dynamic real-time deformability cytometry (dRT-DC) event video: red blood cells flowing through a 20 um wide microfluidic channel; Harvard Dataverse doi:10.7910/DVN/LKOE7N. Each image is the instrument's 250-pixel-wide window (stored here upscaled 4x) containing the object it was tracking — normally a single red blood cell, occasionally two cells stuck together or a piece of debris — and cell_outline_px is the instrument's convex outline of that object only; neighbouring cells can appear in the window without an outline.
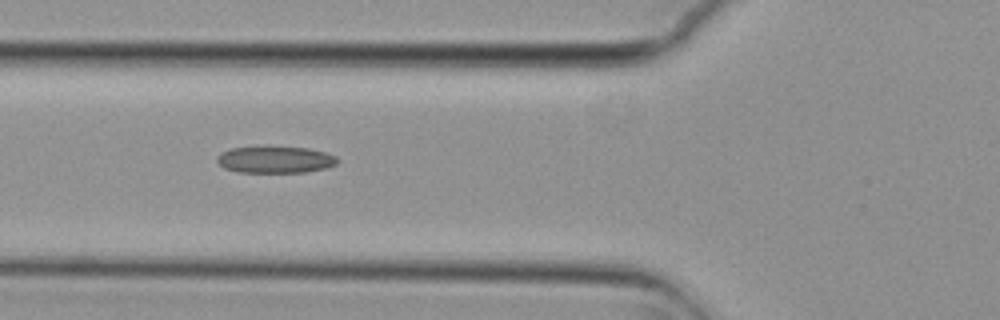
{"species": "common noctule bat (a hibernating species)", "species_latin": "Nyctalus noctula", "temperature_condition": "cold", "stored_images_in_passage": 5, "camera_frame_rate_fps": 3000, "um_per_image_px": 0.085, "animal": {"sex": "female", "body_mass_g": 29.2, "forearm_length_mm": 56.3}, "frame": {"image": 1, "passage_image": 2, "time_ms": 0.333, "image_size_px": [1000, 320], "cell_outline_px": [[340, 160], [336, 164], [324, 168], [304, 172], [240, 172], [224, 168], [216, 160], [216, 156], [220, 152], [232, 148], [308, 148], [324, 152], [336, 156]], "centroid_in_image_um": [23.39, 13.58], "position_along_channel_um": 102.4, "area_um2": 18.32}}
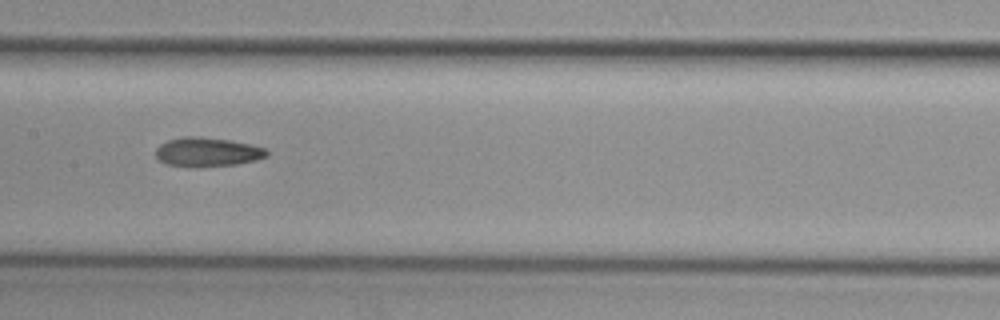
{"frame": {"image": 2, "passage_image": 4, "time_ms": 1.0, "image_size_px": [1000, 320], "cell_outline_px": [[268, 156], [256, 160], [236, 164], [168, 164], [160, 160], [156, 156], [156, 148], [160, 144], [168, 140], [184, 136], [196, 136], [228, 140], [248, 144], [264, 148], [268, 152]], "centroid_in_image_um": [17.64, 12.87], "position_along_channel_um": 189.8, "area_um2": 17.8}}
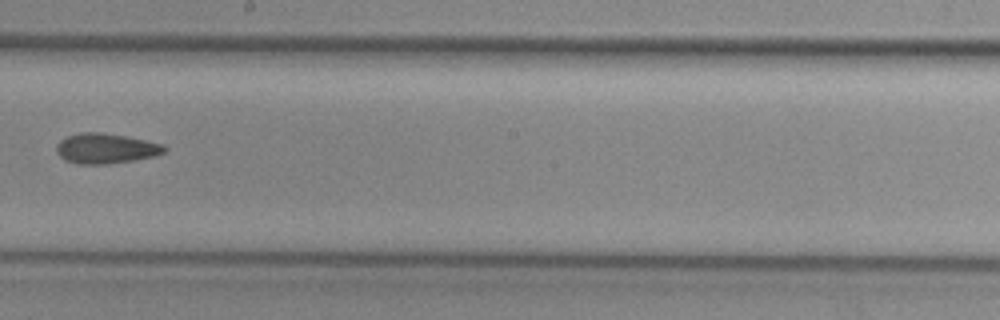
{"frame": {"image": 3, "passage_image": 5, "time_ms": 1.333, "image_size_px": [1000, 320], "cell_outline_px": [[168, 148], [164, 152], [156, 156], [108, 164], [76, 164], [64, 160], [56, 152], [56, 144], [60, 140], [68, 136], [80, 132], [100, 132], [124, 136], [164, 144]], "centroid_in_image_um": [8.97, 12.62], "position_along_channel_um": 239.2, "area_um2": 19.02}}